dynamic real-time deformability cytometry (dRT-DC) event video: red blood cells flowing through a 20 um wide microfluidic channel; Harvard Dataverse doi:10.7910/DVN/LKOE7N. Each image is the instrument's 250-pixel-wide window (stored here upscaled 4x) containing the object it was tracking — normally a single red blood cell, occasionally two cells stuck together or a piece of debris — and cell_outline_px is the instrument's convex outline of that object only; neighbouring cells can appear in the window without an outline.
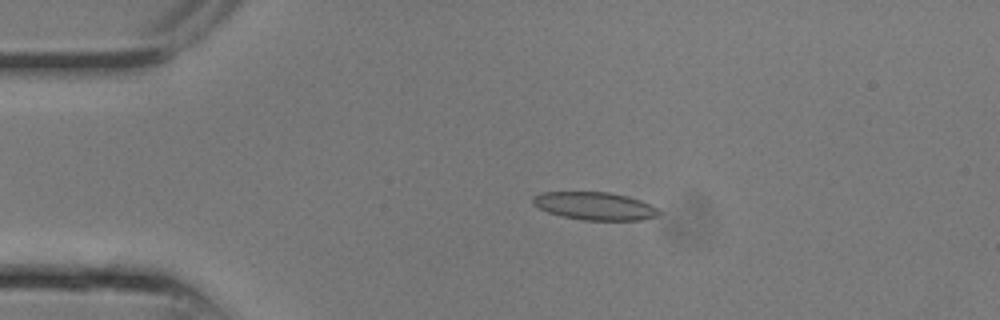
{"species": "common noctule bat (a hibernating species)", "species_latin": "Nyctalus noctula", "temperature_condition": "room temperature", "stored_images_in_passage": 10, "camera_frame_rate_fps": 3000, "um_per_image_px": 0.085, "animal": {"sex": "male", "body_mass_g": 13.3}, "frame": {"image": 1, "passage_image": 5, "time_ms": 1.333, "image_size_px": [1000, 320], "cell_outline_px": [[660, 212], [656, 216], [640, 220], [584, 220], [564, 216], [548, 212], [532, 204], [532, 196], [540, 192], [608, 192], [628, 196], [640, 200], [656, 208]], "centroid_in_image_um": [50.51, 17.5], "position_along_channel_um": 34.5, "area_um2": 20.29}}
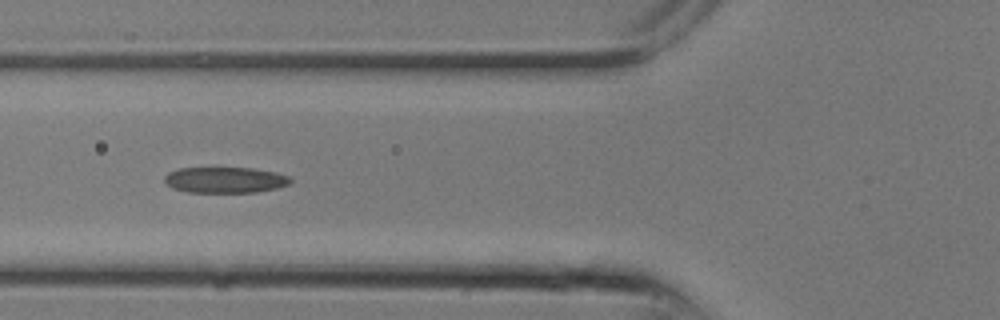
{"frame": {"image": 2, "passage_image": 9, "time_ms": 2.667, "image_size_px": [1000, 320], "cell_outline_px": [[292, 180], [288, 184], [276, 188], [256, 192], [188, 192], [172, 188], [164, 184], [164, 176], [168, 172], [180, 168], [252, 168], [276, 172], [288, 176]], "centroid_in_image_um": [19.09, 15.29], "position_along_channel_um": 106.7, "area_um2": 19.02}}